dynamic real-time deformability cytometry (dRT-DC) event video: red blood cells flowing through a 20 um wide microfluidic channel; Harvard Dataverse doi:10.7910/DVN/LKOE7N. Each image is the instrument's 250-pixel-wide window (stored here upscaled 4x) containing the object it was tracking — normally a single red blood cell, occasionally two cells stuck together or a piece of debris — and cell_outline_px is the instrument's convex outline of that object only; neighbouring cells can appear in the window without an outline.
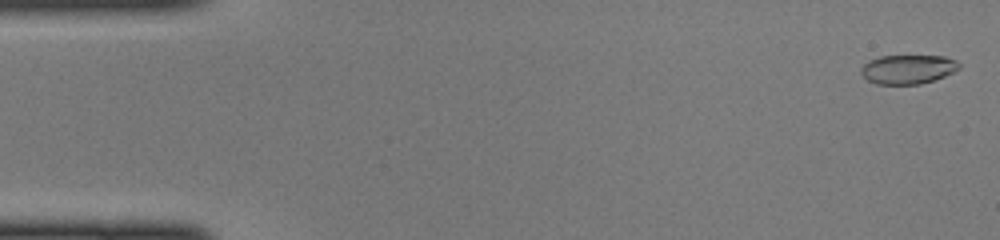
{"species": "common noctule bat (a hibernating species)", "species_latin": "Nyctalus noctula", "temperature_condition": "cold", "stored_images_in_passage": 11, "camera_frame_rate_fps": 3000, "um_per_image_px": 0.085, "animal": {"sex": "female", "body_mass_g": 22.0, "forearm_length_mm": 56.7}, "frame": {"image": 1, "passage_image": 1, "time_ms": 0.0, "image_size_px": [1000, 240], "cell_outline_px": [[960, 68], [944, 76], [920, 84], [876, 84], [868, 80], [860, 72], [860, 68], [868, 60], [880, 56], [944, 56], [956, 60], [960, 64]], "centroid_in_image_um": [77.15, 5.88], "position_along_channel_um": 7.8, "area_um2": 16.59}}